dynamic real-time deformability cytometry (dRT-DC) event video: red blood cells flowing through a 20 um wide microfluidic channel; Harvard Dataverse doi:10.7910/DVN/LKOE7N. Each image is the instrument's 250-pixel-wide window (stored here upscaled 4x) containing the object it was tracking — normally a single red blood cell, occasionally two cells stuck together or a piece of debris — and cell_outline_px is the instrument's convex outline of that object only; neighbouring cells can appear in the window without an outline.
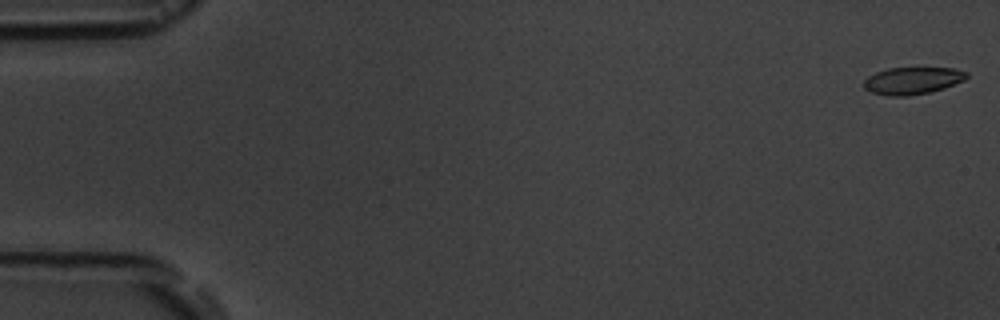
{"species": "common noctule bat (a hibernating species)", "species_latin": "Nyctalus noctula", "temperature_condition": "room temperature", "stored_images_in_passage": 6, "camera_frame_rate_fps": 3000, "um_per_image_px": 0.085, "animal": {"sex": "male", "body_mass_g": 19.5, "forearm_length_mm": 54.6}, "frame": {"image": 1, "passage_image": 1, "time_ms": 0.0, "image_size_px": [1000, 320], "cell_outline_px": [[968, 76], [964, 80], [944, 88], [928, 92], [908, 96], [888, 96], [868, 92], [864, 88], [864, 80], [868, 76], [876, 72], [888, 68], [916, 64], [952, 68], [968, 72]], "centroid_in_image_um": [77.56, 6.79], "position_along_channel_um": 7.4, "area_um2": 17.22}}
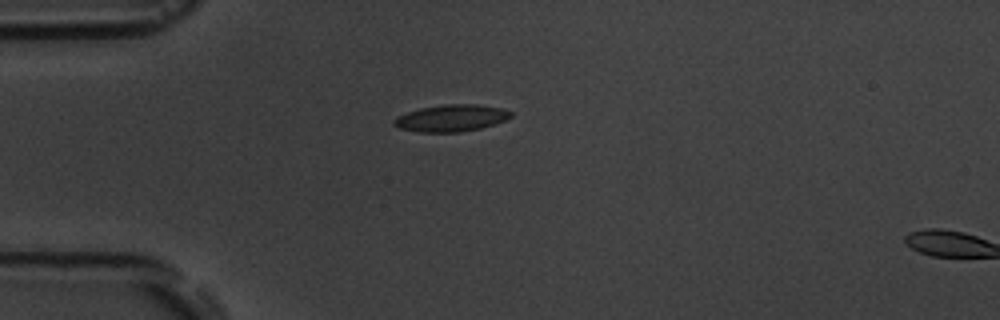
{"frame": {"image": 2, "passage_image": 5, "time_ms": 4.667, "image_size_px": [1000, 320], "cell_outline_px": [[512, 116], [504, 120], [480, 128], [460, 132], [420, 132], [400, 128], [392, 124], [392, 120], [396, 116], [420, 108], [448, 104], [476, 104], [504, 108], [512, 112]], "centroid_in_image_um": [38.34, 10.03], "position_along_channel_um": 46.7, "area_um2": 18.21}}